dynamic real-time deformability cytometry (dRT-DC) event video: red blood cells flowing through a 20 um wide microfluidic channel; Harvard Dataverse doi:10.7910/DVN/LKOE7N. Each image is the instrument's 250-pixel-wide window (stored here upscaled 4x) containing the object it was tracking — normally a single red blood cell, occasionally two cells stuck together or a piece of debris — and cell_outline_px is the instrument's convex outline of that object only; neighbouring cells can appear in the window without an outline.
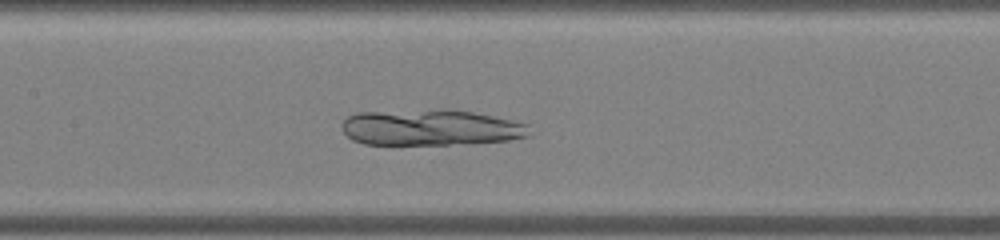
{"species": "common noctule bat (a hibernating species)", "species_latin": "Nyctalus noctula", "temperature_condition": "warm", "stored_images_in_passage": 38, "camera_frame_rate_fps": 3000, "um_per_image_px": 0.085, "animal": {"sex": "male", "body_mass_g": 19.0, "forearm_length_mm": 50.8}, "frame": {"image": 1, "passage_image": 12, "time_ms": 3.667, "image_size_px": [1000, 240], "cell_outline_px": [[528, 136], [508, 140], [448, 144], [364, 144], [352, 140], [344, 132], [340, 124], [348, 116], [356, 112], [444, 108], [448, 108], [472, 112], [492, 116], [528, 124]], "centroid_in_image_um": [36.53, 10.82], "position_along_channel_um": 170.9, "area_um2": 39.42}}
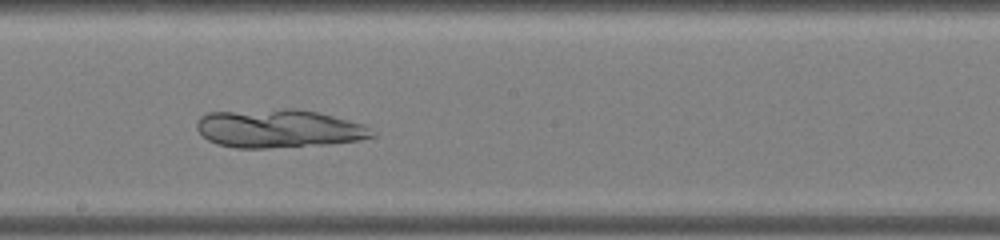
{"frame": {"image": 2, "passage_image": 16, "time_ms": 5.0, "image_size_px": [1000, 240], "cell_outline_px": [[376, 136], [360, 140], [328, 144], [268, 148], [236, 148], [216, 144], [208, 140], [196, 128], [196, 124], [200, 116], [208, 112], [284, 108], [296, 108], [316, 112], [364, 124], [376, 132]], "centroid_in_image_um": [23.69, 10.92], "position_along_channel_um": 224.5, "area_um2": 39.48}}
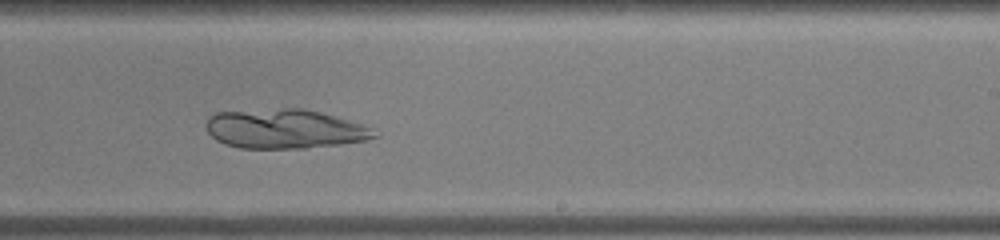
{"frame": {"image": 3, "passage_image": 19, "time_ms": 6.0, "image_size_px": [1000, 240], "cell_outline_px": [[380, 136], [368, 140], [340, 144], [308, 148], [240, 148], [224, 144], [216, 140], [208, 132], [204, 124], [208, 116], [216, 112], [284, 108], [300, 108], [348, 120], [372, 128]], "centroid_in_image_um": [24.15, 10.96], "position_along_channel_um": 264.8, "area_um2": 38.55}}